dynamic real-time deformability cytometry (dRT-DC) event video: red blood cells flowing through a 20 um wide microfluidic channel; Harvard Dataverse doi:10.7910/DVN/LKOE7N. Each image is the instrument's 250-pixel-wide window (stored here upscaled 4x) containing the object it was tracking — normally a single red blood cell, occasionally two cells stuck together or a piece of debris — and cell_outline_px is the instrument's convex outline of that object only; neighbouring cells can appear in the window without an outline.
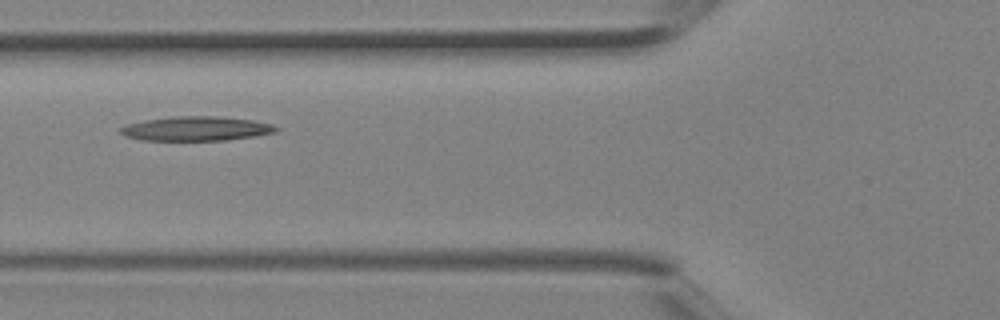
{"species": "Egyptian fruit bat (a non-hibernating species)", "species_latin": "Rousettus aegyptiacus", "temperature_condition": "room temperature", "stored_images_in_passage": 2, "camera_frame_rate_fps": 3000, "um_per_image_px": 0.085, "animal": {"sex": "female"}, "frame": {"image": 1, "passage_image": 2, "time_ms": 0.333, "image_size_px": [1000, 320], "cell_outline_px": [[280, 128], [276, 132], [252, 136], [224, 140], [140, 140], [124, 136], [120, 132], [120, 128], [128, 124], [144, 120], [172, 116], [216, 116], [252, 120], [272, 124]], "centroid_in_image_um": [16.65, 10.93], "position_along_channel_um": 109.1, "area_um2": 21.96}}